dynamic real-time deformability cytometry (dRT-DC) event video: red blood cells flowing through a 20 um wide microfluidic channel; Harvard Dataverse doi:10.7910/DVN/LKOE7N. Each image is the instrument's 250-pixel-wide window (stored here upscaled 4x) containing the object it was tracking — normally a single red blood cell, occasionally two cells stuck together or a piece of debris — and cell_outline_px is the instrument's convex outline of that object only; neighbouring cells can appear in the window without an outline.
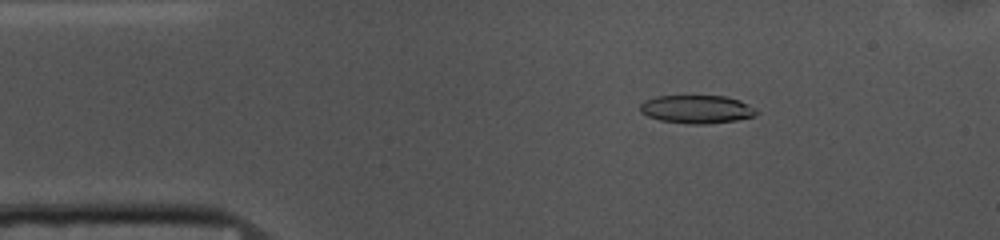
{"species": "common noctule bat (a hibernating species)", "species_latin": "Nyctalus noctula", "temperature_condition": "cold", "stored_images_in_passage": 46, "camera_frame_rate_fps": 3000, "um_per_image_px": 0.085, "animal": {"sex": "female", "body_mass_g": 10.0, "forearm_length_mm": 53.1}, "frame": {"image": 1, "passage_image": 1, "time_ms": 0.0, "image_size_px": [1000, 240], "cell_outline_px": [[760, 112], [756, 116], [736, 120], [704, 124], [688, 124], [660, 120], [648, 116], [640, 112], [640, 104], [644, 100], [656, 96], [724, 96], [740, 100], [756, 108]], "centroid_in_image_um": [59.24, 9.28], "position_along_channel_um": 25.8, "area_um2": 19.25}}
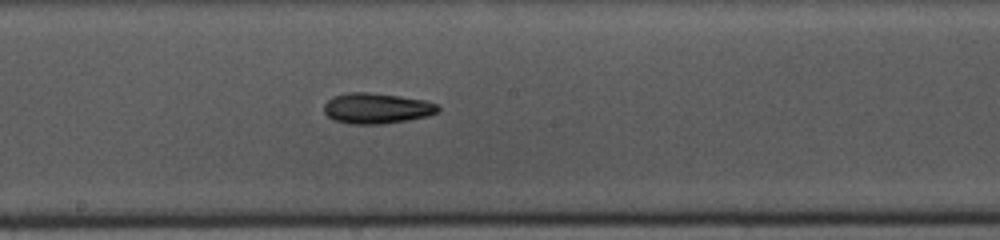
{"frame": {"image": 2, "passage_image": 20, "time_ms": 6.333, "image_size_px": [1000, 240], "cell_outline_px": [[440, 112], [428, 116], [408, 120], [384, 124], [348, 124], [332, 120], [324, 112], [324, 104], [332, 96], [348, 92], [368, 92], [400, 96], [424, 100], [436, 104], [440, 108]], "centroid_in_image_um": [32.0, 9.21], "position_along_channel_um": 216.2, "area_um2": 20.58}}
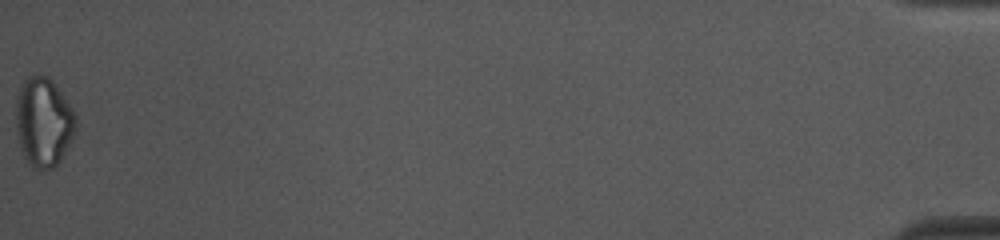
{"frame": {"image": 3, "passage_image": 46, "time_ms": 15.0, "image_size_px": [1000, 240], "cell_outline_px": [[76, 132], [72, 140], [60, 160], [52, 168], [32, 168], [24, 156], [20, 148], [16, 132], [16, 100], [20, 88], [24, 80], [28, 76], [48, 76], [72, 108], [76, 116]], "centroid_in_image_um": [3.69, 10.39], "position_along_channel_um": 431.5, "area_um2": 30.92}, "authors_computed_cell_mechanics": {"area_um2": 20.1722, "velocity_mm_per_s": 3.72, "shape_relaxation_time_tau1_ms": 5.8284, "shape_relaxation_time_tau2_ms": 4.788, "deformation_change_tau1": 0.1371, "deformation_change_tau2": 0.1357}}